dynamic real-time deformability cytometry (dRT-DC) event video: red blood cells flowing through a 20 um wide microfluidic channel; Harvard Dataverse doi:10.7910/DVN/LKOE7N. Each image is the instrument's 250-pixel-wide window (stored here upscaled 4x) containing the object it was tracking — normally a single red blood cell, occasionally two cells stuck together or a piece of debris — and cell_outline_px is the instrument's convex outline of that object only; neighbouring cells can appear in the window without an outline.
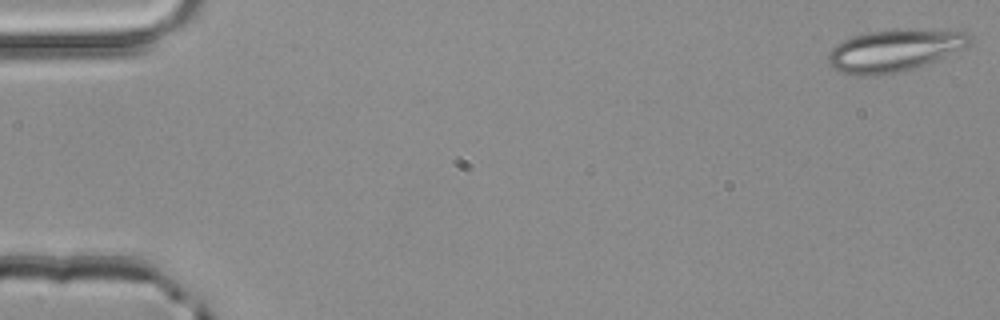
{"species": "common noctule bat (a hibernating species)", "species_latin": "Nyctalus noctula", "temperature_condition": "room temperature", "stored_images_in_passage": 52, "camera_frame_rate_fps": 3000, "um_per_image_px": 0.085, "animal": {"sex": "male", "body_mass_g": 20.4}, "frame": {"image": 1, "passage_image": 1, "time_ms": 0.0, "image_size_px": [1000, 320], "cell_outline_px": [[972, 36], [968, 48], [916, 68], [876, 76], [856, 76], [832, 68], [828, 64], [828, 52], [840, 40], [852, 36], [868, 32], [952, 28], [960, 28], [968, 32]], "centroid_in_image_um": [76.11, 4.28], "position_along_channel_um": 8.9, "area_um2": 35.43}}
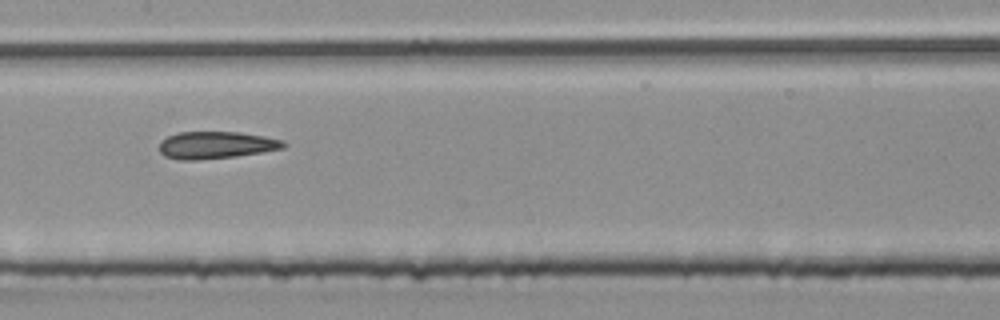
{"frame": {"image": 2, "passage_image": 26, "time_ms": 8.333, "image_size_px": [1000, 320], "cell_outline_px": [[288, 144], [284, 148], [236, 156], [196, 160], [180, 160], [164, 156], [160, 152], [160, 140], [168, 136], [180, 132], [240, 132], [264, 136], [280, 140]], "centroid_in_image_um": [18.34, 12.33], "position_along_channel_um": 189.1, "area_um2": 19.59}}
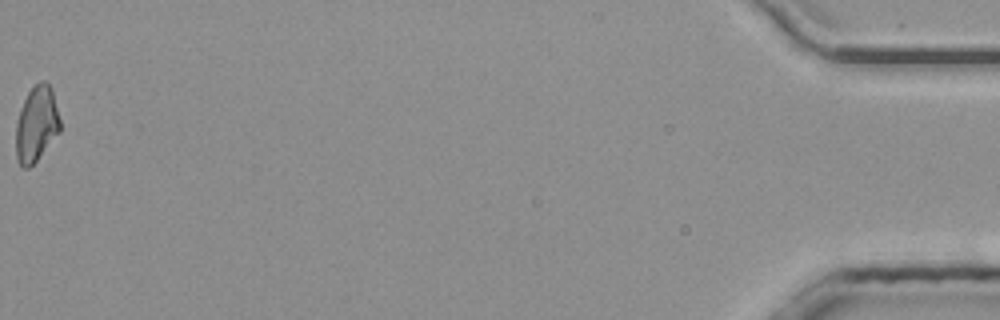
{"frame": {"image": 3, "passage_image": 52, "time_ms": 17.0, "image_size_px": [1000, 320], "cell_outline_px": [[60, 132], [36, 160], [28, 168], [20, 168], [16, 160], [16, 124], [20, 108], [28, 92], [40, 80], [44, 80], [52, 88], [60, 120]], "centroid_in_image_um": [3.09, 10.55], "position_along_channel_um": 432.1, "area_um2": 19.48}}